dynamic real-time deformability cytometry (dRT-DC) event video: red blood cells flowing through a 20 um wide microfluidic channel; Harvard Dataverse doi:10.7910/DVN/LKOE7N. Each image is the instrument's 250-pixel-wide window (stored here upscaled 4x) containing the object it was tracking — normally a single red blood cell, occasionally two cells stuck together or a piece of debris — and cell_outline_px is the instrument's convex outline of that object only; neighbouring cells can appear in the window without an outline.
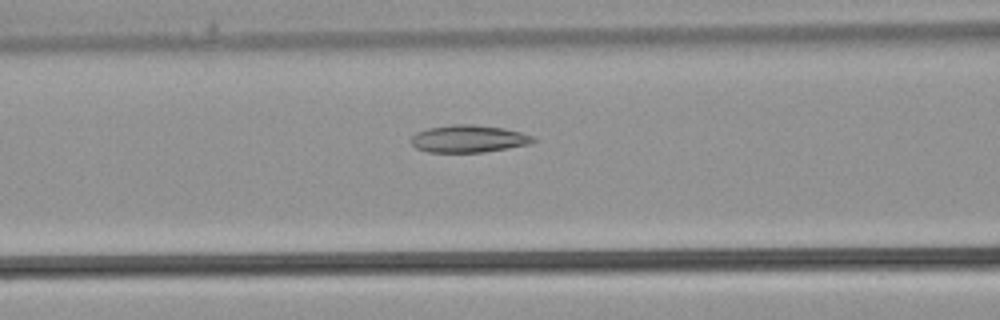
{"species": "common noctule bat (a hibernating species)", "species_latin": "Nyctalus noctula", "temperature_condition": "warm", "stored_images_in_passage": 27, "camera_frame_rate_fps": 3000, "um_per_image_px": 0.085, "animal": {"sex": "male", "body_mass_g": 21.5, "forearm_length_mm": 52.0}, "frame": {"image": 1, "passage_image": 5, "time_ms": 1.333, "image_size_px": [1000, 320], "cell_outline_px": [[536, 140], [528, 144], [484, 152], [428, 152], [416, 148], [412, 144], [412, 136], [416, 132], [428, 128], [452, 124], [472, 124], [504, 128], [520, 132], [532, 136]], "centroid_in_image_um": [39.8, 11.79], "position_along_channel_um": 126.8, "area_um2": 19.31}}
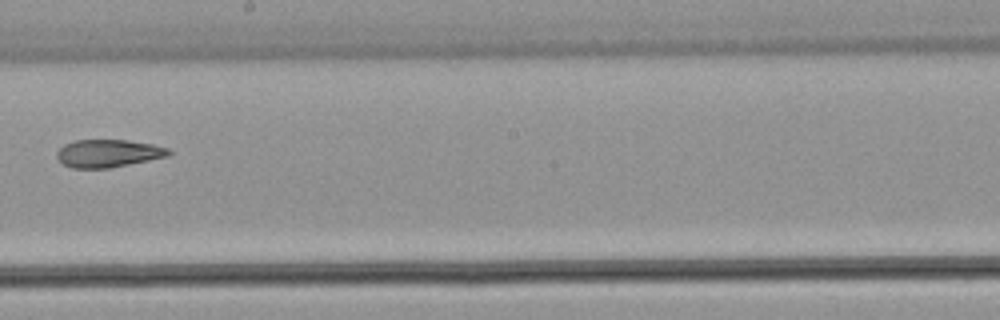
{"frame": {"image": 2, "passage_image": 11, "time_ms": 3.333, "image_size_px": [1000, 320], "cell_outline_px": [[172, 152], [168, 156], [108, 168], [72, 168], [64, 164], [56, 156], [56, 152], [64, 144], [76, 140], [128, 140], [152, 144], [168, 148]], "centroid_in_image_um": [9.19, 13.03], "position_along_channel_um": 239.0, "area_um2": 17.92}}
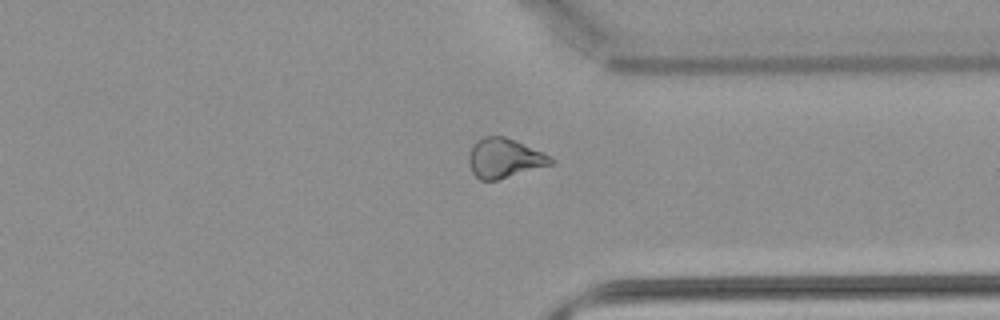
{"frame": {"image": 3, "passage_image": 18, "time_ms": 5.667, "image_size_px": [1000, 320], "cell_outline_px": [[556, 164], [496, 180], [480, 180], [472, 172], [468, 164], [468, 152], [472, 144], [476, 140], [484, 136], [504, 136], [544, 152], [556, 160]], "centroid_in_image_um": [42.88, 13.44], "position_along_channel_um": 368.5, "area_um2": 19.25}}